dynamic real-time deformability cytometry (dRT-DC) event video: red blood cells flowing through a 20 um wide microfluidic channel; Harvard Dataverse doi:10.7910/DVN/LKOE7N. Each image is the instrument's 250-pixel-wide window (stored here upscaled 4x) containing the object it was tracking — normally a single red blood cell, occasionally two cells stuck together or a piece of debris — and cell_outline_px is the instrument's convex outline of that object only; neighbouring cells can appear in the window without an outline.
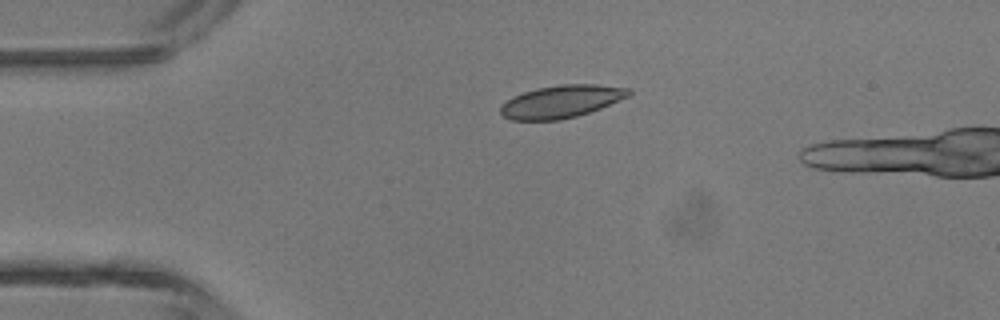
{"species": "common noctule bat (a hibernating species)", "species_latin": "Nyctalus noctula", "temperature_condition": "room temperature", "stored_images_in_passage": 3, "camera_frame_rate_fps": 3000, "um_per_image_px": 0.085, "animal": {"sex": "male", "body_mass_g": 13.3}, "frame": {"image": 1, "passage_image": 1, "time_ms": 0.0, "image_size_px": [1000, 320], "cell_outline_px": [[632, 92], [628, 96], [600, 108], [576, 116], [560, 120], [512, 120], [504, 116], [500, 112], [500, 108], [512, 96], [536, 88], [560, 84], [596, 84], [632, 88]], "centroid_in_image_um": [47.72, 8.61], "position_along_channel_um": 37.3, "area_um2": 24.22}}